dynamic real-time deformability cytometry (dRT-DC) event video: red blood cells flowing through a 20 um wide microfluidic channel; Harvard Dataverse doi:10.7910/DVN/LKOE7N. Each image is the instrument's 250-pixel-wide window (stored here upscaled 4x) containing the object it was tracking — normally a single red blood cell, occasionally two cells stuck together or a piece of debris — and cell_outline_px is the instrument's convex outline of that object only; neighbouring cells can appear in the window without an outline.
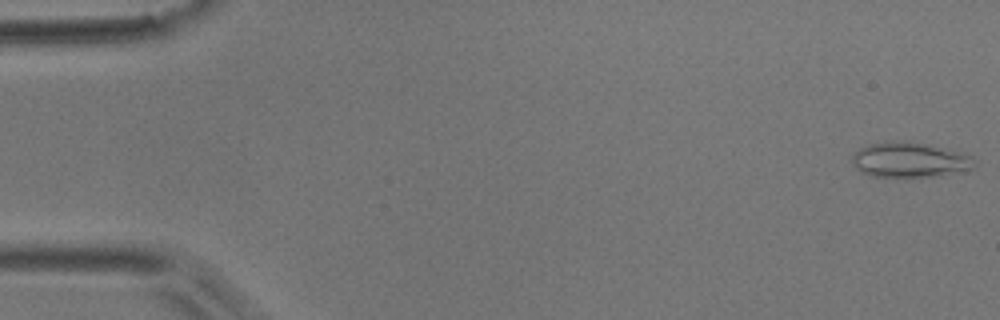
{"species": "common noctule bat (a hibernating species)", "species_latin": "Nyctalus noctula", "temperature_condition": "room temperature", "stored_images_in_passage": 19, "camera_frame_rate_fps": 3000, "um_per_image_px": 0.085, "animal": {"sex": "male", "body_mass_g": 17.9}, "frame": {"image": 1, "passage_image": 1, "time_ms": 0.0, "image_size_px": [1000, 320], "cell_outline_px": [[976, 164], [972, 168], [936, 176], [872, 176], [860, 172], [852, 164], [852, 156], [860, 148], [868, 144], [892, 140], [904, 140], [928, 144], [972, 156], [976, 160]], "centroid_in_image_um": [77.28, 13.57], "position_along_channel_um": 7.7, "area_um2": 24.85}}